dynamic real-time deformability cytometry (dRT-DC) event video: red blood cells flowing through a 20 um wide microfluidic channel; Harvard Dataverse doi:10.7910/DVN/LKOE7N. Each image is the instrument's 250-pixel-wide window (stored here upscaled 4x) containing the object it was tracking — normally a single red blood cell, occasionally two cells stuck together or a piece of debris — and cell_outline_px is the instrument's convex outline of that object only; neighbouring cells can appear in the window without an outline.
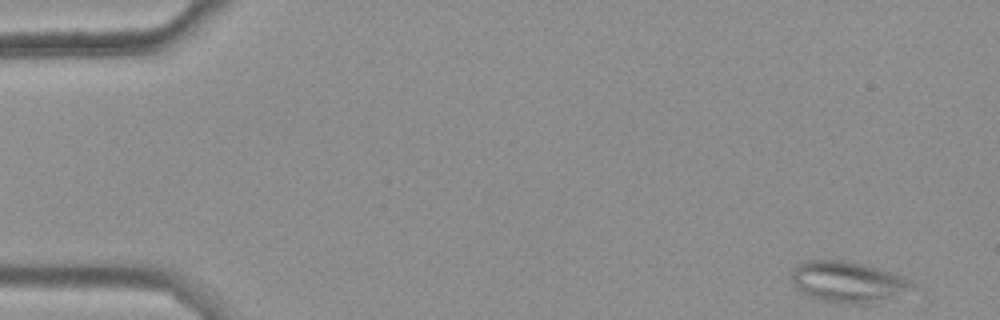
{"species": "common noctule bat (a hibernating species)", "species_latin": "Nyctalus noctula", "temperature_condition": "warm", "stored_images_in_passage": 14, "camera_frame_rate_fps": 3000, "um_per_image_px": 0.085, "animal": {"sex": "female", "body_mass_g": 25.1}, "frame": {"image": 1, "passage_image": 1, "time_ms": 0.0, "image_size_px": [1000, 320], "cell_outline_px": [[920, 288], [872, 304], [844, 304], [820, 300], [808, 296], [796, 288], [792, 284], [792, 272], [796, 264], [804, 260], [844, 260], [876, 268], [912, 280]], "centroid_in_image_um": [72.09, 23.98], "position_along_channel_um": 12.9, "area_um2": 29.19}}